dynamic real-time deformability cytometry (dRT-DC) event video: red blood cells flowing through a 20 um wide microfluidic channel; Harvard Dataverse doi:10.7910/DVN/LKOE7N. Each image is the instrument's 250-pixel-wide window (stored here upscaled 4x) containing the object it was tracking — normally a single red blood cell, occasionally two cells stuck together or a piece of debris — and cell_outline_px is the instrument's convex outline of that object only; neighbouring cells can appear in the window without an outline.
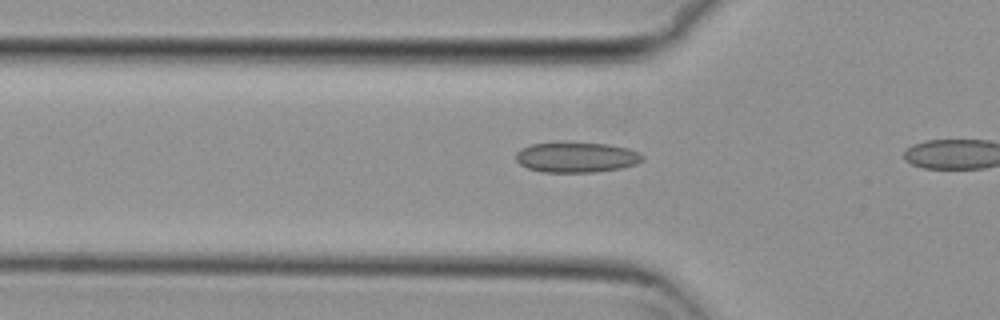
{"species": "common noctule bat (a hibernating species)", "species_latin": "Nyctalus noctula", "temperature_condition": "cold", "stored_images_in_passage": 5, "camera_frame_rate_fps": 3000, "um_per_image_px": 0.085, "animal": {"sex": "female", "body_mass_g": 29.2, "forearm_length_mm": 56.3}, "frame": {"image": 1, "passage_image": 4, "time_ms": 1.0, "image_size_px": [1000, 320], "cell_outline_px": [[644, 160], [636, 164], [620, 168], [596, 172], [544, 172], [528, 168], [520, 164], [516, 160], [516, 152], [520, 148], [532, 144], [608, 144], [628, 148], [640, 152], [644, 156]], "centroid_in_image_um": [49.03, 13.39], "position_along_channel_um": 76.8, "area_um2": 21.96}}